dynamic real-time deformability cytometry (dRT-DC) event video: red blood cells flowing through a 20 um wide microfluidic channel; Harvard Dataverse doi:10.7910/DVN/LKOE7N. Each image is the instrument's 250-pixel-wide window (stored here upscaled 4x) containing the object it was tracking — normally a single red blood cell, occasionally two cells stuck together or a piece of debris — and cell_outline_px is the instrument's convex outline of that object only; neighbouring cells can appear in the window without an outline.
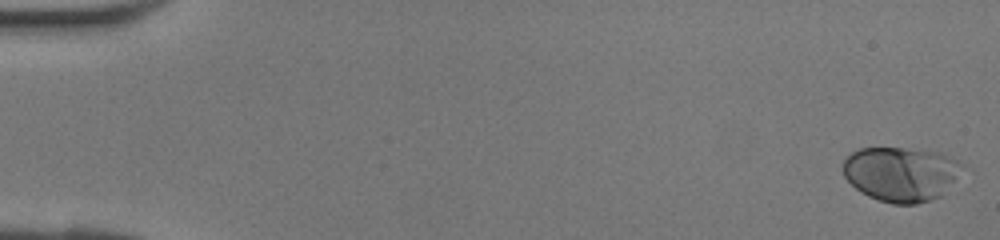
{"species": "human", "species_latin": "Homo sapiens", "temperature_condition": "room temperature", "stored_images_in_passage": 42, "camera_frame_rate_fps": 3000, "um_per_image_px": 0.085, "donor": {"sex": "female"}, "frame": {"image": 1, "passage_image": 1, "time_ms": 0.0, "image_size_px": [1000, 240], "cell_outline_px": [[964, 164], [940, 196], [932, 200], [916, 204], [892, 204], [868, 196], [860, 192], [844, 176], [844, 160], [852, 152], [860, 148], [904, 148], [940, 152], [960, 160]], "centroid_in_image_um": [76.57, 14.78], "position_along_channel_um": 8.4, "area_um2": 37.57}}
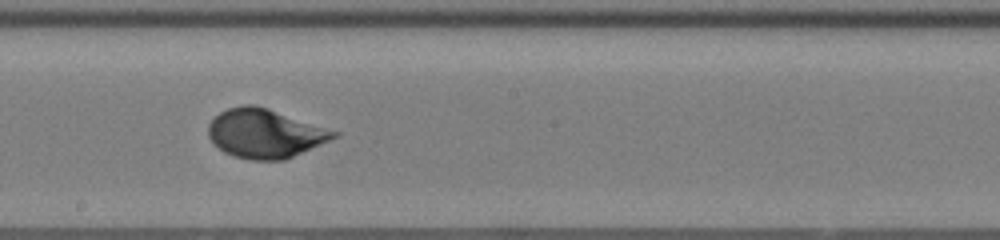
{"frame": {"image": 2, "passage_image": 24, "time_ms": 7.667, "image_size_px": [1000, 240], "cell_outline_px": [[340, 136], [284, 160], [252, 160], [232, 156], [224, 152], [212, 144], [208, 136], [208, 124], [220, 112], [228, 108], [244, 104], [252, 104], [268, 108], [340, 132]], "centroid_in_image_um": [22.51, 11.35], "position_along_channel_um": 225.7, "area_um2": 35.95}}
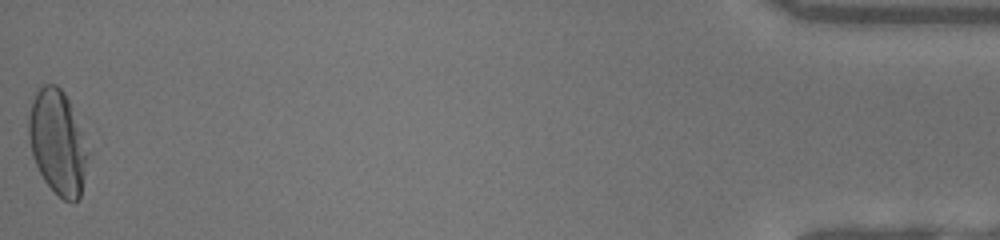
{"frame": {"image": 3, "passage_image": 42, "time_ms": 13.667, "image_size_px": [1000, 240], "cell_outline_px": [[92, 152], [80, 196], [72, 204], [64, 200], [44, 180], [32, 156], [28, 140], [28, 116], [32, 100], [36, 92], [44, 84], [56, 84], [64, 92], [84, 132]], "centroid_in_image_um": [4.95, 12.11], "position_along_channel_um": 430.3, "area_um2": 36.88}}